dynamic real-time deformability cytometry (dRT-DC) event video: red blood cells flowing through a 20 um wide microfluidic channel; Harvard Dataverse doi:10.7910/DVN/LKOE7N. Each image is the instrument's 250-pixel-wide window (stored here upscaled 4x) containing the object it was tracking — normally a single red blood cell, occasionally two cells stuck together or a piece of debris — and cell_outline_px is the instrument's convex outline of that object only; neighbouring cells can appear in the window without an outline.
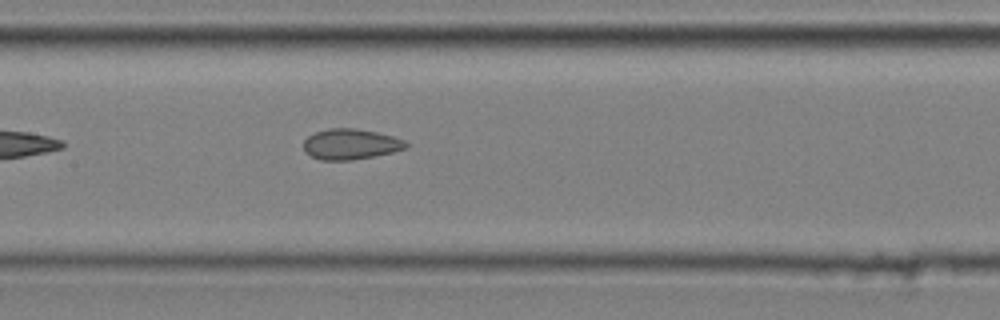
{"species": "common noctule bat (a hibernating species)", "species_latin": "Nyctalus noctula", "temperature_condition": "cold", "stored_images_in_passage": 8, "camera_frame_rate_fps": 3000, "um_per_image_px": 0.085, "animal": {"sex": "male", "body_mass_g": 20.4}, "frame": {"image": 1, "passage_image": 8, "time_ms": 2.333, "image_size_px": [1000, 320], "cell_outline_px": [[408, 148], [392, 152], [352, 160], [320, 160], [304, 152], [304, 140], [308, 136], [316, 132], [328, 128], [356, 128], [376, 132], [392, 136], [404, 140], [408, 144]], "centroid_in_image_um": [29.79, 12.25], "position_along_channel_um": 177.6, "area_um2": 18.21}}